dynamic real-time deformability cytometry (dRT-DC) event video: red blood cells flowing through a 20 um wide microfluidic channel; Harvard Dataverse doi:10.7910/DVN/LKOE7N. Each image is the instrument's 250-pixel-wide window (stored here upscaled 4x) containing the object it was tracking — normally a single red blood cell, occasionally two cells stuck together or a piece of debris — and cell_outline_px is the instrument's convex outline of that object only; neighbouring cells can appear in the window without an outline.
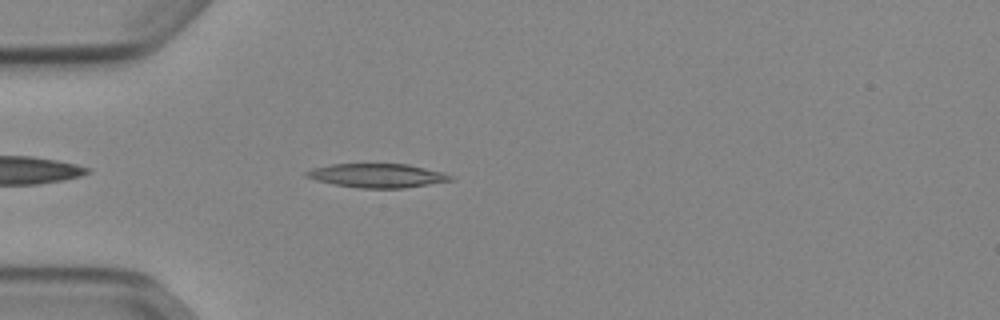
{"species": "Egyptian fruit bat (a non-hibernating species)", "species_latin": "Rousettus aegyptiacus", "temperature_condition": "cold", "stored_images_in_passage": 41, "camera_frame_rate_fps": 3000, "um_per_image_px": 0.085, "animal": {"sex": "female"}, "frame": {"image": 1, "passage_image": 3, "time_ms": 0.667, "image_size_px": [1000, 320], "cell_outline_px": [[456, 180], [404, 188], [356, 188], [316, 180], [304, 176], [304, 172], [312, 168], [332, 164], [408, 164], [444, 172], [452, 176]], "centroid_in_image_um": [32.09, 14.92], "position_along_channel_um": 52.9, "area_um2": 20.17}}
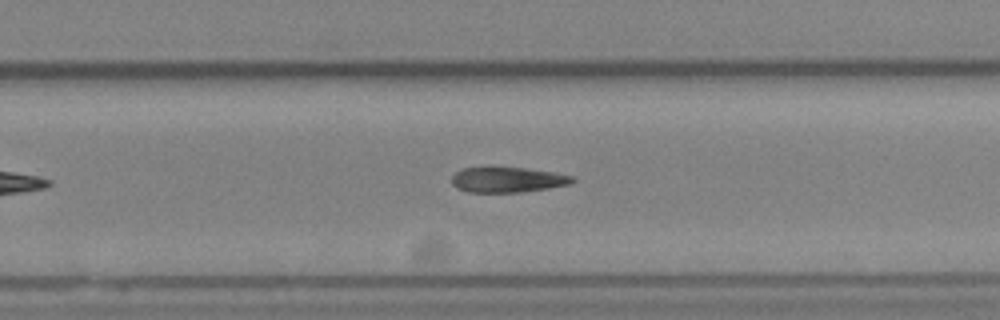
{"frame": {"image": 2, "passage_image": 22, "time_ms": 7.0, "image_size_px": [1000, 320], "cell_outline_px": [[576, 180], [572, 184], [548, 188], [520, 192], [468, 192], [456, 188], [452, 184], [452, 176], [460, 168], [488, 164], [492, 164], [524, 168], [552, 172], [572, 176]], "centroid_in_image_um": [43.06, 15.23], "position_along_channel_um": 286.7, "area_um2": 18.61}}
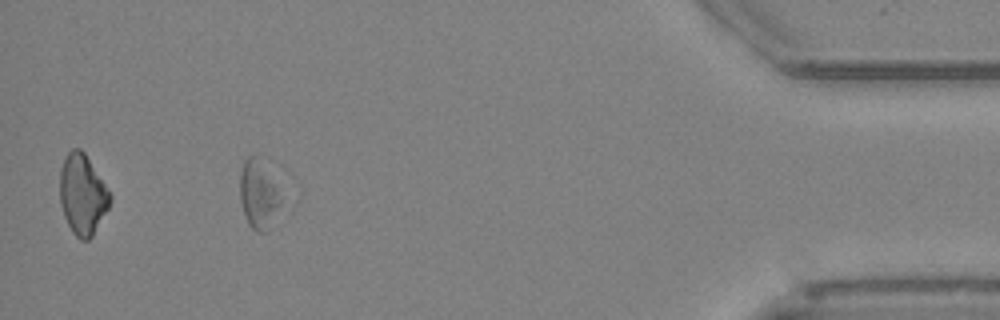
{"frame": {"image": 3, "passage_image": 36, "time_ms": 11.667, "image_size_px": [1000, 320], "cell_outline_px": [[292, 208], [268, 232], [256, 232], [248, 224], [240, 200], [240, 172], [244, 160], [248, 156], [256, 156], [292, 200]], "centroid_in_image_um": [22.26, 16.68], "position_along_channel_um": 412.9, "area_um2": 19.02}, "authors_computed_cell_mechanics": {"area_um2": 19.0162, "velocity_mm_per_s": 3.8786, "shape_relaxation_time_tau1_ms": 4.631, "shape_relaxation_time_tau2_ms": null, "deformation_change_tau1": 0.1136, "deformation_change_tau2": null}}